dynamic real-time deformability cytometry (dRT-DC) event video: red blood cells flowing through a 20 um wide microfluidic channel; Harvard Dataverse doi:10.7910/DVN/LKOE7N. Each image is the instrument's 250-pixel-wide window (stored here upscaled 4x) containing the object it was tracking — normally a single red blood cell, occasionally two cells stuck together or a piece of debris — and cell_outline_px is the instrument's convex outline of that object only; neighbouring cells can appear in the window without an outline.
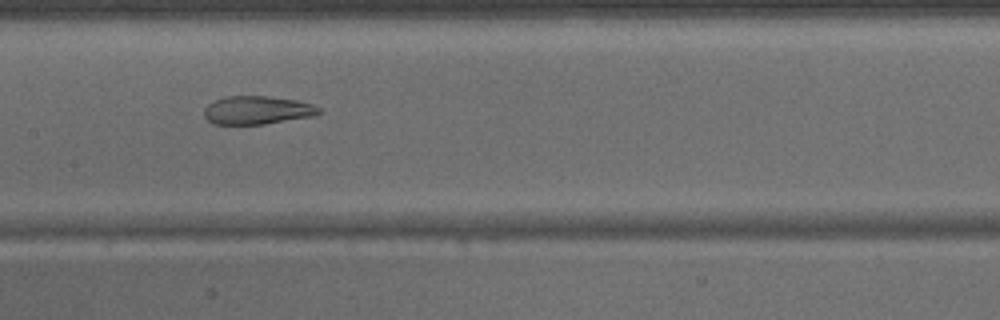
{"species": "common noctule bat (a hibernating species)", "species_latin": "Nyctalus noctula", "temperature_condition": "warm", "stored_images_in_passage": 42, "camera_frame_rate_fps": 3000, "um_per_image_px": 0.085, "animal": {"sex": "male", "body_mass_g": 15.6}, "frame": {"image": 1, "passage_image": 22, "time_ms": 7.0, "image_size_px": [1000, 320], "cell_outline_px": [[324, 112], [312, 116], [264, 124], [212, 124], [204, 116], [204, 108], [208, 104], [224, 96], [268, 96], [296, 100], [312, 104], [320, 108]], "centroid_in_image_um": [21.86, 9.36], "position_along_channel_um": 185.5, "area_um2": 18.96}}
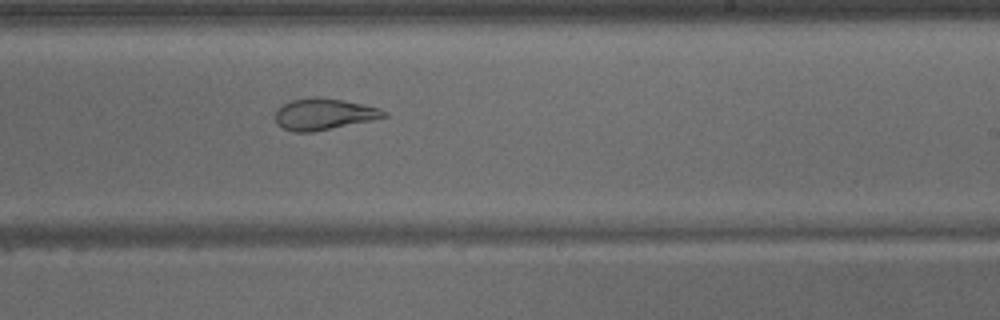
{"frame": {"image": 2, "passage_image": 27, "time_ms": 8.667, "image_size_px": [1000, 320], "cell_outline_px": [[388, 116], [372, 120], [312, 132], [292, 132], [284, 128], [276, 120], [276, 108], [292, 100], [344, 100], [364, 104], [380, 108]], "centroid_in_image_um": [27.55, 9.74], "position_along_channel_um": 261.4, "area_um2": 18.96}}
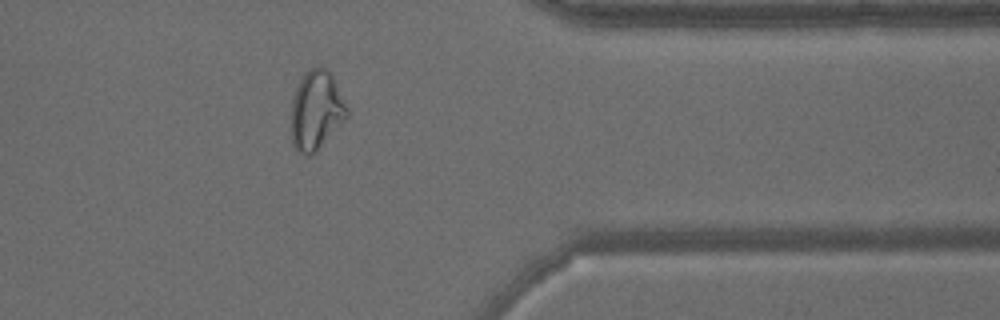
{"frame": {"image": 3, "passage_image": 36, "time_ms": 11.667, "image_size_px": [1000, 320], "cell_outline_px": [[348, 116], [316, 152], [312, 156], [304, 156], [292, 144], [292, 96], [300, 80], [316, 64], [328, 68], [348, 108]], "centroid_in_image_um": [26.88, 9.38], "position_along_channel_um": 384.5, "area_um2": 25.61}}